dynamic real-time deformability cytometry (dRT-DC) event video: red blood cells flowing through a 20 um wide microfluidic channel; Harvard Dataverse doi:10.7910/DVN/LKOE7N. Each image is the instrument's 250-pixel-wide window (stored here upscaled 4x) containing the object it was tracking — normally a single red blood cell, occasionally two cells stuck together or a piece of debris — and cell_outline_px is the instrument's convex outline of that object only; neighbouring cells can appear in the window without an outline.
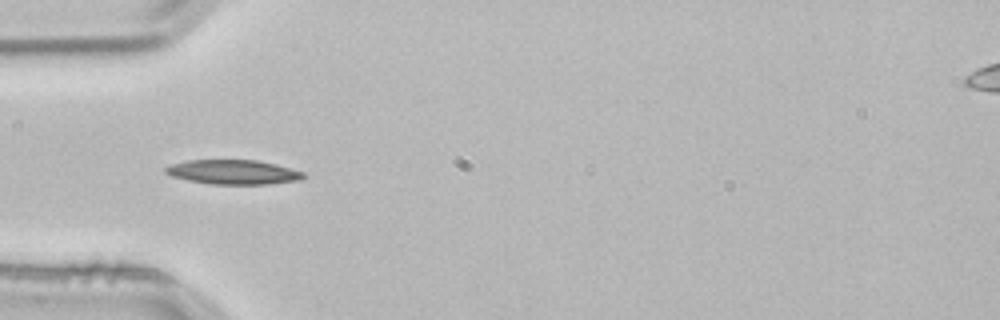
{"species": "common noctule bat (a hibernating species)", "species_latin": "Nyctalus noctula", "temperature_condition": "room temperature", "stored_images_in_passage": 2, "camera_frame_rate_fps": 3000, "um_per_image_px": 0.085, "animal": {"sex": "male", "body_mass_g": 21.5, "forearm_length_mm": 52.0}, "frame": {"image": 1, "passage_image": 2, "time_ms": 0.333, "image_size_px": [1000, 320], "cell_outline_px": [[308, 176], [300, 180], [268, 184], [212, 184], [188, 180], [172, 176], [164, 172], [164, 168], [172, 164], [188, 160], [256, 160], [276, 164], [292, 168], [304, 172]], "centroid_in_image_um": [19.87, 14.62], "position_along_channel_um": 65.1, "area_um2": 19.71}}